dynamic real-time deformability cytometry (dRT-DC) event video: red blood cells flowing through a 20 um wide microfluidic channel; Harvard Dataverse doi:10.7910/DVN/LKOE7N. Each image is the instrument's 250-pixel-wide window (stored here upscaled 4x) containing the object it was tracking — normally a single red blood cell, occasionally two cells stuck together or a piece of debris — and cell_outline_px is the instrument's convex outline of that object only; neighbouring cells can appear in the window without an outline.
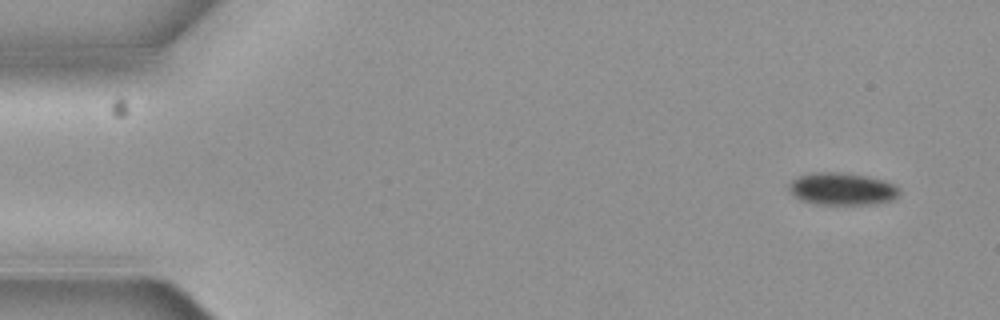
{"species": "common noctule bat (a hibernating species)", "species_latin": "Nyctalus noctula", "temperature_condition": "cold", "stored_images_in_passage": 5, "camera_frame_rate_fps": 3000, "um_per_image_px": 0.085, "animal": {"sex": "female", "body_mass_g": 19.3, "forearm_length_mm": 54.1}, "frame": {"image": 1, "passage_image": 1, "time_ms": 0.0, "image_size_px": [1000, 320], "cell_outline_px": [[900, 192], [896, 200], [876, 204], [812, 204], [800, 200], [792, 192], [792, 180], [800, 176], [812, 172], [840, 172], [864, 176], [884, 180], [892, 184]], "centroid_in_image_um": [71.63, 16.07], "position_along_channel_um": 13.4, "area_um2": 20.58}}
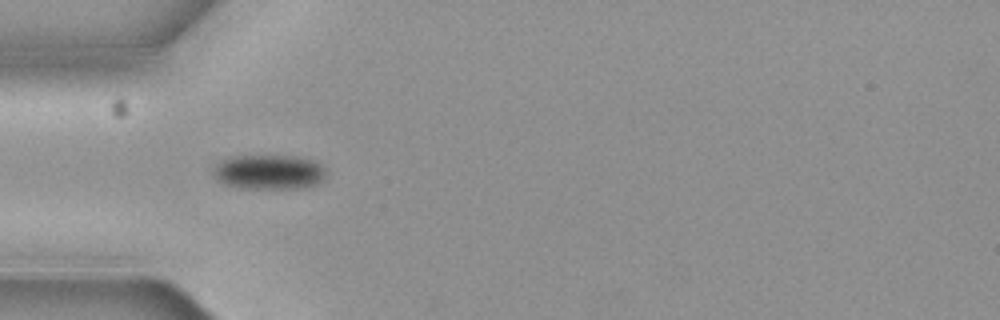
{"frame": {"image": 2, "passage_image": 5, "time_ms": 1.333, "image_size_px": [1000, 320], "cell_outline_px": [[328, 176], [324, 180], [308, 188], [240, 188], [224, 184], [212, 172], [224, 160], [236, 156], [288, 156], [312, 160], [320, 164], [328, 172]], "centroid_in_image_um": [22.97, 14.64], "position_along_channel_um": 62.0, "area_um2": 22.54}}